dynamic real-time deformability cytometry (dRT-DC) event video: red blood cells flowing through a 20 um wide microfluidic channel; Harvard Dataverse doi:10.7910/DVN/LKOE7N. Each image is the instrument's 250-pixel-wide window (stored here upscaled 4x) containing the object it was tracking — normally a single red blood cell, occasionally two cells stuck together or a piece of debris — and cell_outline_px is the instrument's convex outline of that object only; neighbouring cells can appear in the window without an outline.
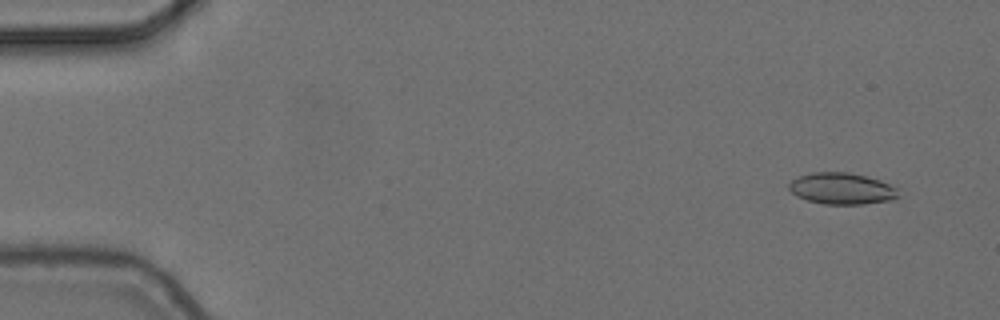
{"species": "common noctule bat (a hibernating species)", "species_latin": "Nyctalus noctula", "temperature_condition": "cold", "stored_images_in_passage": 3, "segment_of_instrument_passage": [2, 2], "camera_frame_rate_fps": 3000, "um_per_image_px": 0.085, "animal": {"sex": "female", "body_mass_g": 24.6, "forearm_length_mm": 56.2}, "frame": {"image": 1, "passage_image": 3, "time_ms": 0.667, "image_size_px": [1000, 320], "cell_outline_px": [[896, 196], [892, 200], [864, 204], [824, 204], [808, 200], [796, 196], [788, 188], [788, 184], [792, 180], [800, 176], [812, 172], [848, 172], [880, 180], [896, 188]], "centroid_in_image_um": [71.5, 16.03], "position_along_channel_um": 13.5, "area_um2": 19.83}}